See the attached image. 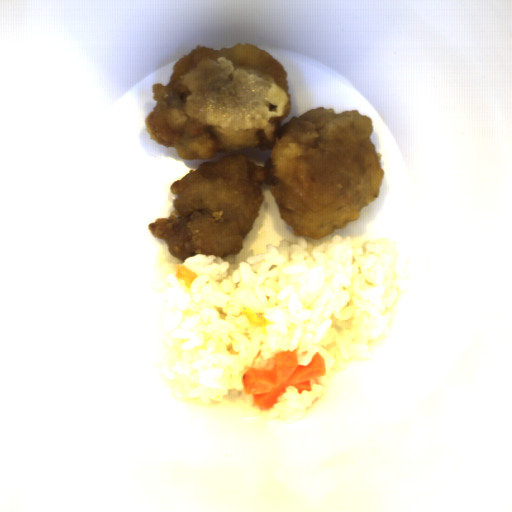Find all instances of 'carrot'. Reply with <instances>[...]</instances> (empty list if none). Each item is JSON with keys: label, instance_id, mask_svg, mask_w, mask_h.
<instances>
[{"label": "carrot", "instance_id": "carrot-1", "mask_svg": "<svg viewBox=\"0 0 512 512\" xmlns=\"http://www.w3.org/2000/svg\"><path fill=\"white\" fill-rule=\"evenodd\" d=\"M327 376L326 360L315 353L307 365L300 364L299 349L279 351L267 358L264 366H252L243 373L241 385L245 395H252L253 403L263 411L279 404L280 396L294 387L301 396L322 384L318 377Z\"/></svg>", "mask_w": 512, "mask_h": 512}, {"label": "carrot", "instance_id": "carrot-2", "mask_svg": "<svg viewBox=\"0 0 512 512\" xmlns=\"http://www.w3.org/2000/svg\"><path fill=\"white\" fill-rule=\"evenodd\" d=\"M172 275L174 279L183 281L187 291L189 290L191 283L199 277L196 271L183 263H176V268Z\"/></svg>", "mask_w": 512, "mask_h": 512}]
</instances>
